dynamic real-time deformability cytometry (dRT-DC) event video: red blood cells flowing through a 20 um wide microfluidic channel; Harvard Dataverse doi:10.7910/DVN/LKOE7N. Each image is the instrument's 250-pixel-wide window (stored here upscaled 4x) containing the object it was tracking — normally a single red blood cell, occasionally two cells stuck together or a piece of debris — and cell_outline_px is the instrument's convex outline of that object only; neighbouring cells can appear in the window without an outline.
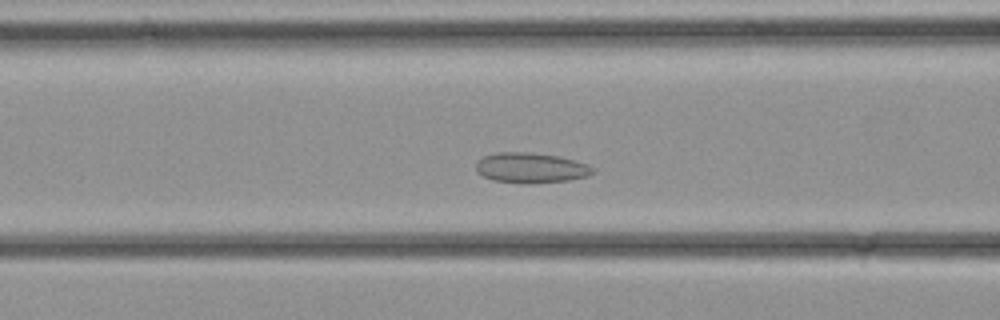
{"species": "common noctule bat (a hibernating species)", "species_latin": "Nyctalus noctula", "temperature_condition": "cold", "stored_images_in_passage": 30, "camera_frame_rate_fps": 3000, "um_per_image_px": 0.085, "animal": {"sex": "female", "body_mass_g": 21.9}, "frame": {"image": 1, "passage_image": 8, "time_ms": 2.333, "image_size_px": [1000, 320], "cell_outline_px": [[596, 172], [588, 176], [568, 180], [528, 184], [492, 180], [476, 172], [476, 164], [484, 156], [496, 152], [528, 152], [560, 156], [576, 160], [588, 164], [596, 168]], "centroid_in_image_um": [45.17, 14.26], "position_along_channel_um": 121.4, "area_um2": 20.81}}
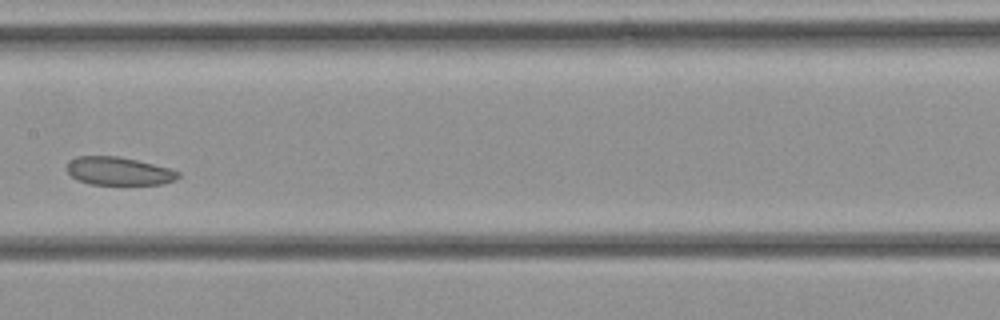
{"frame": {"image": 2, "passage_image": 12, "time_ms": 3.667, "image_size_px": [1000, 320], "cell_outline_px": [[180, 176], [176, 180], [160, 184], [88, 184], [72, 176], [64, 168], [68, 160], [76, 156], [120, 156], [168, 168], [180, 172]], "centroid_in_image_um": [10.05, 14.53], "position_along_channel_um": 197.4, "area_um2": 18.26}}
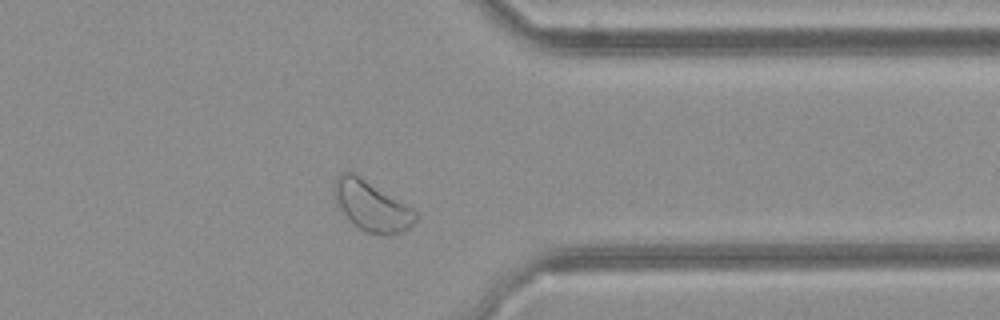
{"frame": {"image": 3, "passage_image": 22, "time_ms": 7.0, "image_size_px": [1000, 320], "cell_outline_px": [[420, 216], [408, 228], [400, 232], [388, 236], [384, 236], [364, 232], [340, 208], [336, 200], [332, 188], [336, 180], [344, 172], [352, 172], [420, 212]], "centroid_in_image_um": [31.65, 17.54], "position_along_channel_um": 379.7, "area_um2": 23.35}}